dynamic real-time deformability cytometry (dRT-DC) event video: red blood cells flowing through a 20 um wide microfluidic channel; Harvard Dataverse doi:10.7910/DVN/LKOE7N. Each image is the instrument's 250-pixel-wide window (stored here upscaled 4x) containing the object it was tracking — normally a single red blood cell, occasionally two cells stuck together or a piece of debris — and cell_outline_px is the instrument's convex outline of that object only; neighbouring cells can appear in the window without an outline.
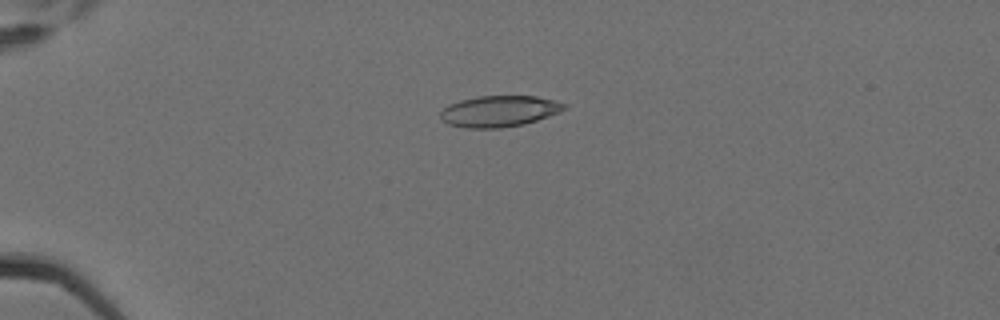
{"species": "Egyptian fruit bat (a non-hibernating species)", "species_latin": "Rousettus aegyptiacus", "temperature_condition": "cold", "stored_images_in_passage": 6, "camera_frame_rate_fps": 3000, "um_per_image_px": 0.085, "animal": {"sex": "female"}, "frame": {"image": 1, "passage_image": 4, "time_ms": 1.0, "image_size_px": [1000, 320], "cell_outline_px": [[568, 108], [560, 112], [524, 124], [500, 128], [464, 128], [448, 124], [440, 116], [440, 112], [448, 104], [460, 100], [476, 96], [536, 96], [568, 104]], "centroid_in_image_um": [42.44, 9.45], "position_along_channel_um": 42.6, "area_um2": 22.54}}
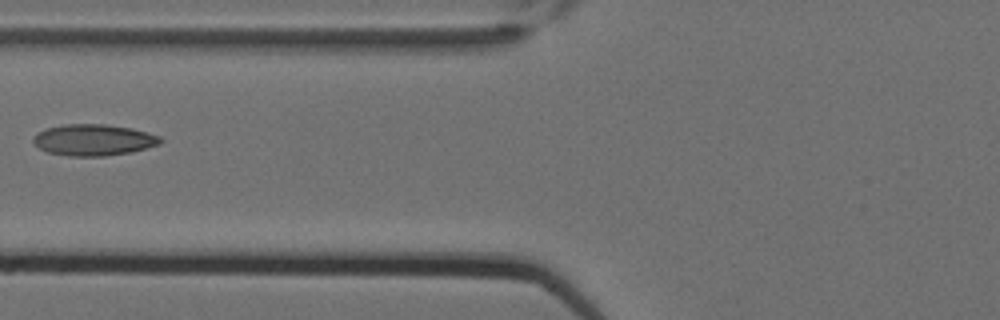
{"frame": {"image": 2, "passage_image": 6, "time_ms": 1.667, "image_size_px": [1000, 320], "cell_outline_px": [[164, 140], [160, 144], [132, 152], [104, 156], [68, 156], [48, 152], [40, 148], [32, 140], [32, 136], [44, 128], [64, 124], [104, 124], [132, 128], [148, 132], [160, 136]], "centroid_in_image_um": [7.96, 11.89], "position_along_channel_um": 117.8, "area_um2": 23.41}}